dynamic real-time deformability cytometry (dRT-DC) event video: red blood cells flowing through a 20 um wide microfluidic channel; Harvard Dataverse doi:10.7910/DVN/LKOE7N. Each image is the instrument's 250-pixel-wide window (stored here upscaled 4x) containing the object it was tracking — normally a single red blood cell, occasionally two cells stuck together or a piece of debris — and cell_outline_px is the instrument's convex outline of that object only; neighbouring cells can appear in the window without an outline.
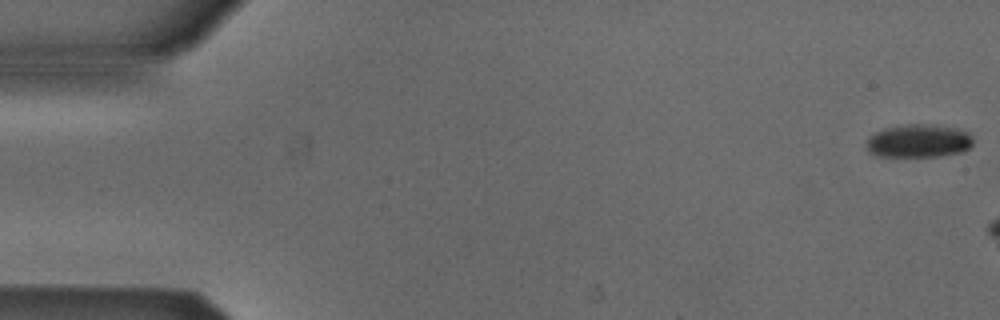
{"species": "Egyptian fruit bat (a non-hibernating species)", "species_latin": "Rousettus aegyptiacus", "temperature_condition": "cold", "stored_images_in_passage": 10, "camera_frame_rate_fps": 3000, "um_per_image_px": 0.085, "animal": {"sex": "male"}, "frame": {"image": 1, "passage_image": 1, "time_ms": 0.0, "image_size_px": [1000, 320], "cell_outline_px": [[972, 144], [968, 148], [960, 152], [940, 156], [880, 156], [868, 152], [868, 140], [876, 132], [884, 128], [908, 124], [924, 124], [956, 128], [968, 132], [972, 136]], "centroid_in_image_um": [78.11, 11.98], "position_along_channel_um": 6.9, "area_um2": 20.29}}